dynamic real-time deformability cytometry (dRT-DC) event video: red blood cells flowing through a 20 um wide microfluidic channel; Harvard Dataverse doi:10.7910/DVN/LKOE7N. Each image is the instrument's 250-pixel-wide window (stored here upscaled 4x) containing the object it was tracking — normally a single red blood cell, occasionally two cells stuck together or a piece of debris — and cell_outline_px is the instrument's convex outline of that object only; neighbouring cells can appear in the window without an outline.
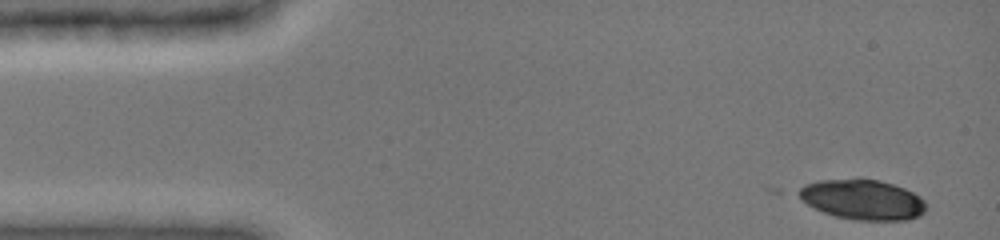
{"species": "common noctule bat (a hibernating species)", "species_latin": "Nyctalus noctula", "temperature_condition": "cold", "stored_images_in_passage": 7, "camera_frame_rate_fps": 3000, "um_per_image_px": 0.085, "animal": {"sex": "female", "body_mass_g": 19.0, "forearm_length_mm": 51.5}, "frame": {"image": 1, "passage_image": 1, "time_ms": 0.0, "image_size_px": [1000, 240], "cell_outline_px": [[924, 212], [920, 216], [908, 220], [852, 220], [836, 216], [824, 212], [800, 200], [792, 192], [796, 188], [804, 184], [820, 180], [876, 180], [892, 184], [904, 188], [920, 196], [924, 200]], "centroid_in_image_um": [73.25, 16.98], "position_along_channel_um": 11.7, "area_um2": 29.71}}